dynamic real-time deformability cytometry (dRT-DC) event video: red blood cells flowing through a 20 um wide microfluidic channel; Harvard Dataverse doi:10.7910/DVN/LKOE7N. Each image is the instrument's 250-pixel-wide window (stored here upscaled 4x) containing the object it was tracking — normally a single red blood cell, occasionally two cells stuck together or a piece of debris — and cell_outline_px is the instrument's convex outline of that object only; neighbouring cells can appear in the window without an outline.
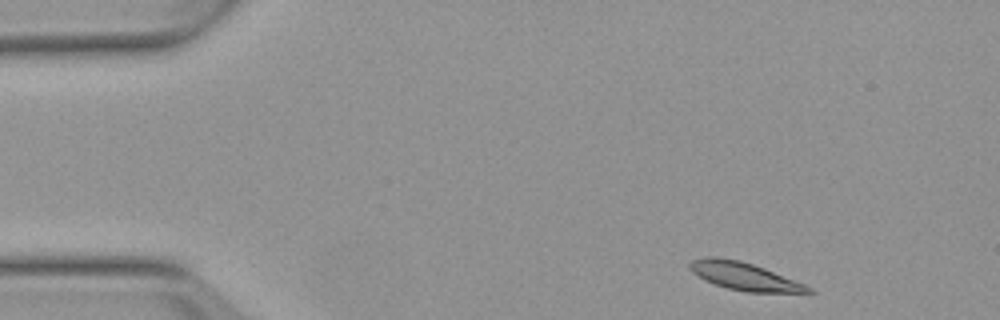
{"species": "Egyptian fruit bat (a non-hibernating species)", "species_latin": "Rousettus aegyptiacus", "temperature_condition": "warm", "stored_images_in_passage": 49, "camera_frame_rate_fps": 3000, "um_per_image_px": 0.085, "animal": {"sex": "female"}, "frame": {"image": 1, "passage_image": 2, "time_ms": 0.333, "image_size_px": [1000, 320], "cell_outline_px": [[816, 292], [748, 292], [728, 288], [704, 280], [692, 272], [688, 268], [688, 264], [692, 260], [704, 256], [716, 256], [740, 260], [764, 268], [804, 284], [812, 288]], "centroid_in_image_um": [63.2, 23.46], "position_along_channel_um": 21.8, "area_um2": 19.02}}
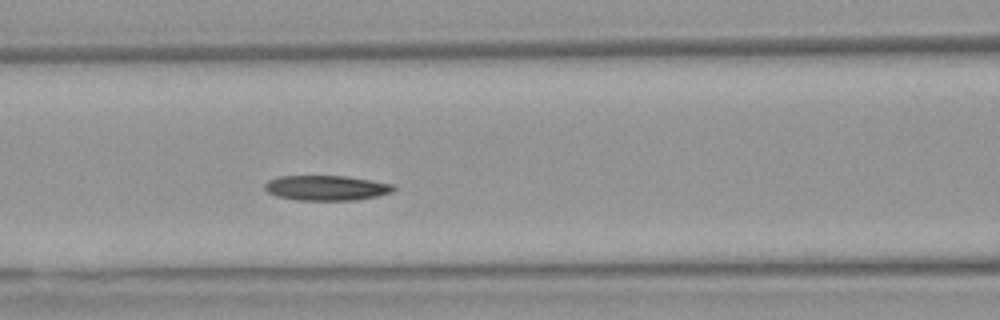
{"frame": {"image": 2, "passage_image": 18, "time_ms": 5.667, "image_size_px": [1000, 320], "cell_outline_px": [[396, 188], [392, 192], [376, 196], [356, 200], [296, 200], [276, 196], [268, 192], [264, 188], [264, 184], [268, 180], [280, 176], [344, 176], [396, 184]], "centroid_in_image_um": [27.75, 15.97], "position_along_channel_um": 138.9, "area_um2": 18.84}}
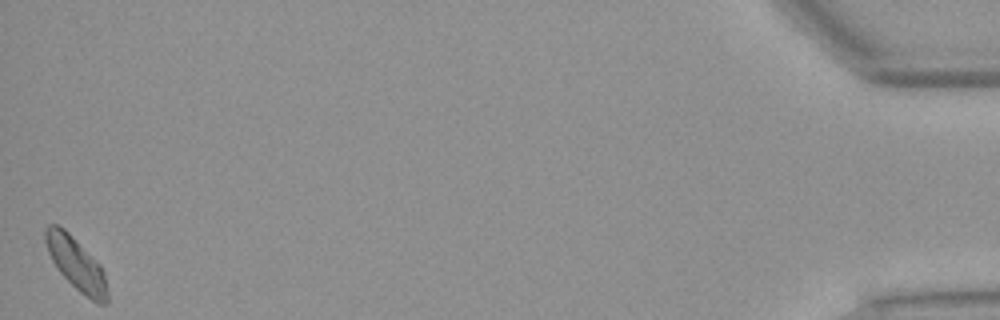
{"frame": {"image": 3, "passage_image": 49, "time_ms": 16.0, "image_size_px": [1000, 320], "cell_outline_px": [[108, 304], [96, 304], [80, 292], [60, 272], [52, 260], [48, 252], [44, 240], [44, 228], [48, 224], [56, 224], [64, 228], [100, 264], [104, 272], [108, 292]], "centroid_in_image_um": [6.49, 22.43], "position_along_channel_um": 428.7, "area_um2": 19.02}, "authors_computed_cell_mechanics": {"area_um2": 19.0162, "velocity_mm_per_s": 3.751, "shape_relaxation_time_tau1_ms": 6.596, "shape_relaxation_time_tau2_ms": null, "deformation_change_tau1": 0.1491, "deformation_change_tau2": null}}